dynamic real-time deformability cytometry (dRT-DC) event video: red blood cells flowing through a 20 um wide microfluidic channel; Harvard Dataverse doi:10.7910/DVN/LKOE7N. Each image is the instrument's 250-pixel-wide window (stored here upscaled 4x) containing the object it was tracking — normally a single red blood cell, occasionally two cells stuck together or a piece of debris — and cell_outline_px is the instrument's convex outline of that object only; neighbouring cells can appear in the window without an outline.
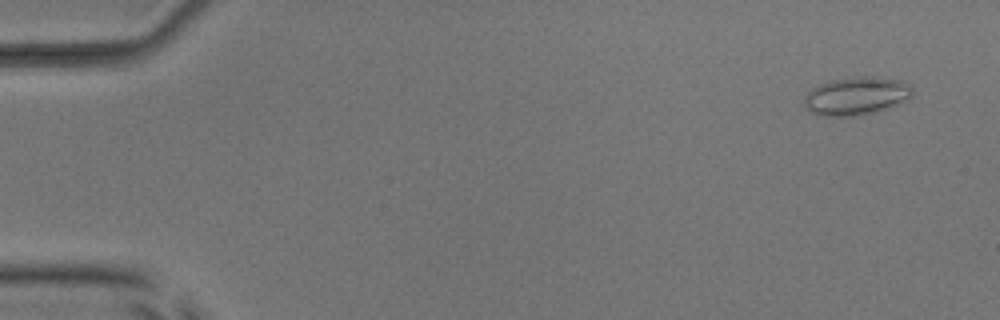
{"species": "common noctule bat (a hibernating species)", "species_latin": "Nyctalus noctula", "temperature_condition": "room temperature", "stored_images_in_passage": 55, "camera_frame_rate_fps": 3000, "um_per_image_px": 0.085, "animal": {"sex": "male", "body_mass_g": 17.9, "forearm_length_mm": 54.2}, "frame": {"image": 1, "passage_image": 4, "time_ms": 1.0, "image_size_px": [1000, 320], "cell_outline_px": [[912, 96], [908, 100], [888, 108], [872, 112], [852, 116], [824, 116], [808, 112], [804, 108], [804, 96], [812, 88], [828, 80], [860, 76], [864, 76], [900, 80], [908, 84], [912, 88]], "centroid_in_image_um": [72.75, 8.16], "position_along_channel_um": 12.3, "area_um2": 24.1}}
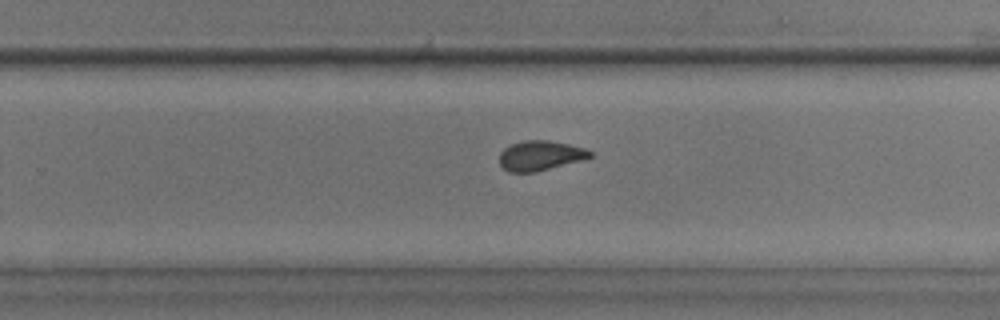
{"frame": {"image": 2, "passage_image": 36, "time_ms": 11.667, "image_size_px": [1000, 320], "cell_outline_px": [[592, 156], [584, 160], [536, 172], [508, 172], [500, 164], [500, 152], [504, 148], [512, 144], [524, 140], [548, 140], [568, 144], [584, 148], [592, 152]], "centroid_in_image_um": [45.93, 13.23], "position_along_channel_um": 283.9, "area_um2": 15.78}}
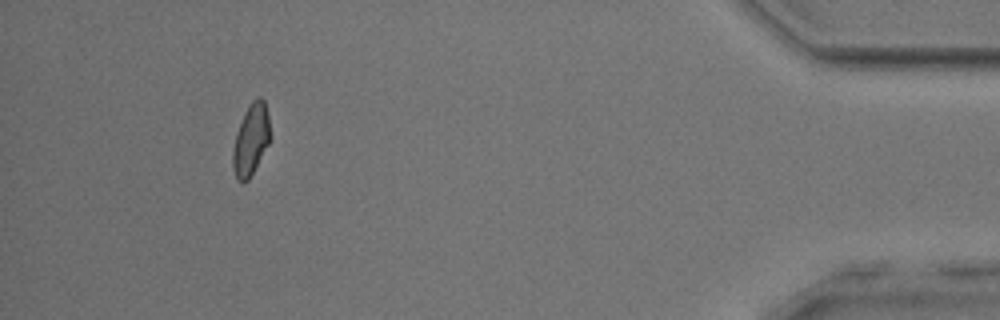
{"frame": {"image": 3, "passage_image": 51, "time_ms": 16.667, "image_size_px": [1000, 320], "cell_outline_px": [[268, 144], [248, 180], [244, 184], [236, 180], [232, 168], [232, 148], [236, 132], [244, 112], [252, 100], [260, 96], [264, 100], [268, 116]], "centroid_in_image_um": [21.27, 11.9], "position_along_channel_um": 413.9, "area_um2": 15.37}, "authors_computed_cell_mechanics": {"area_um2": 16.473, "velocity_mm_per_s": 3.819, "shape_relaxation_time_tau1_ms": 8.3699, "shape_relaxation_time_tau2_ms": 1.3084, "deformation_change_tau1": 0.1416, "deformation_change_tau2": 0.0561}}